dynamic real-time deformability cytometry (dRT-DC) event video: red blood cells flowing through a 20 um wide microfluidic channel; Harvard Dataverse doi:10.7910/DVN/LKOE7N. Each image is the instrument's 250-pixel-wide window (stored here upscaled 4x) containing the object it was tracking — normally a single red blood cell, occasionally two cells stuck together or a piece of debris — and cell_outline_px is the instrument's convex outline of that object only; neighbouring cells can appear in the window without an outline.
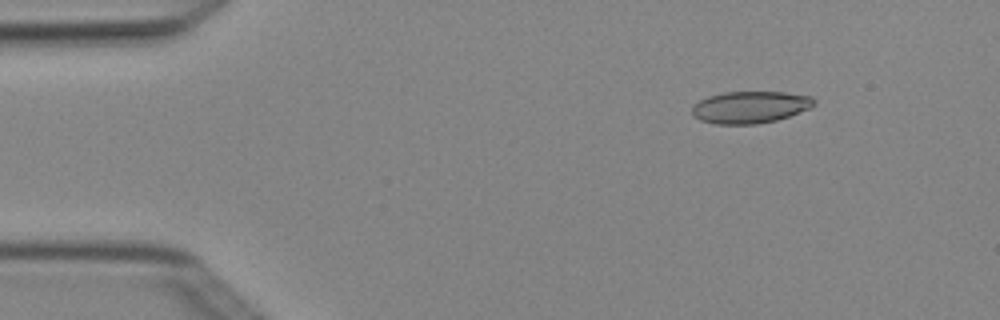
{"species": "Egyptian fruit bat (a non-hibernating species)", "species_latin": "Rousettus aegyptiacus", "temperature_condition": "cold", "stored_images_in_passage": 4, "camera_frame_rate_fps": 3000, "um_per_image_px": 0.085, "animal": {"sex": "female"}, "frame": {"image": 1, "passage_image": 2, "time_ms": 0.333, "image_size_px": [1000, 320], "cell_outline_px": [[816, 104], [812, 108], [776, 120], [756, 124], [716, 124], [700, 120], [692, 116], [692, 108], [700, 100], [708, 96], [724, 92], [784, 92], [812, 96], [816, 100]], "centroid_in_image_um": [63.79, 9.11], "position_along_channel_um": 21.2, "area_um2": 22.83}}